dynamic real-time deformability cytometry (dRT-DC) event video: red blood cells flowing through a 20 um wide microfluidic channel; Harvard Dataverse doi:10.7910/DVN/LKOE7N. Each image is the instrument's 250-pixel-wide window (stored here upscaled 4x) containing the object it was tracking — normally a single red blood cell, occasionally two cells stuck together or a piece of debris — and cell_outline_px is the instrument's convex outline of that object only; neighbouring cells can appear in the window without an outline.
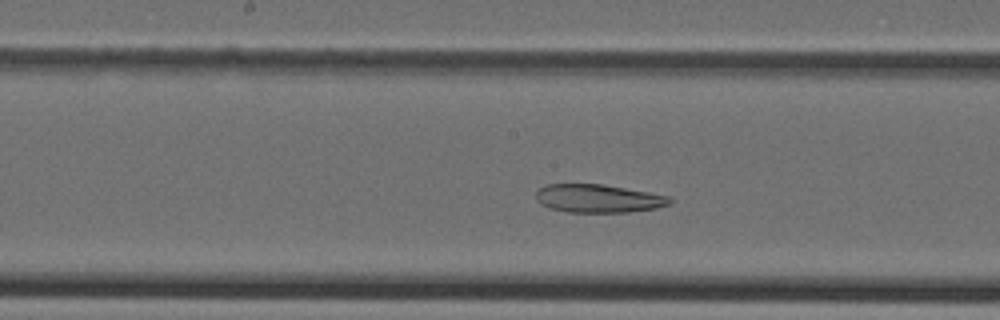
{"species": "Egyptian fruit bat (a non-hibernating species)", "species_latin": "Rousettus aegyptiacus", "temperature_condition": "cold", "stored_images_in_passage": 38, "camera_frame_rate_fps": 3000, "um_per_image_px": 0.085, "animal": {"sex": "female"}, "frame": {"image": 1, "passage_image": 16, "time_ms": 5.0, "image_size_px": [1000, 320], "cell_outline_px": [[672, 204], [656, 208], [628, 212], [568, 212], [548, 208], [540, 204], [536, 200], [536, 188], [548, 184], [604, 184], [672, 196]], "centroid_in_image_um": [50.85, 16.86], "position_along_channel_um": 197.3, "area_um2": 22.37}}
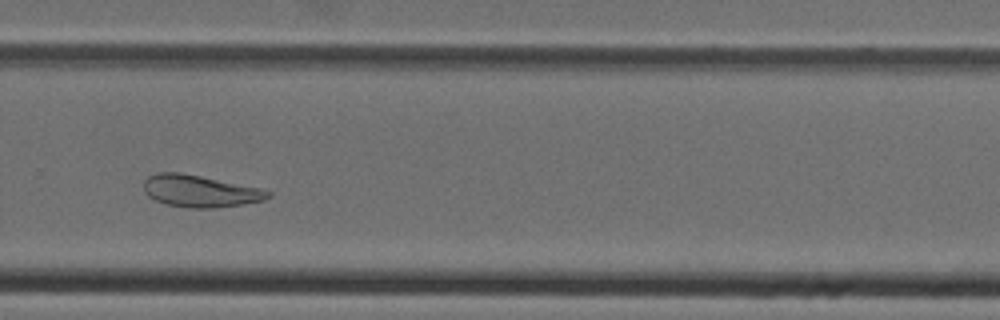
{"frame": {"image": 2, "passage_image": 24, "time_ms": 7.667, "image_size_px": [1000, 320], "cell_outline_px": [[272, 196], [264, 200], [244, 204], [216, 208], [188, 208], [168, 204], [156, 200], [148, 196], [144, 192], [144, 180], [148, 176], [156, 172], [180, 172], [264, 188], [272, 192]], "centroid_in_image_um": [17.04, 16.24], "position_along_channel_um": 312.8, "area_um2": 23.47}}
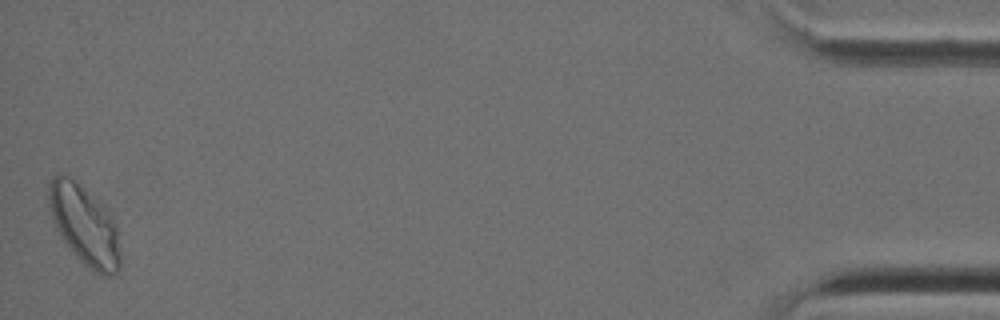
{"frame": {"image": 3, "passage_image": 38, "time_ms": 12.333, "image_size_px": [1000, 320], "cell_outline_px": [[120, 268], [112, 276], [104, 276], [92, 272], [76, 256], [64, 240], [56, 228], [48, 204], [48, 184], [52, 176], [68, 176], [104, 208], [116, 224], [120, 256]], "centroid_in_image_um": [7.18, 19.21], "position_along_channel_um": 428.0, "area_um2": 32.31}}